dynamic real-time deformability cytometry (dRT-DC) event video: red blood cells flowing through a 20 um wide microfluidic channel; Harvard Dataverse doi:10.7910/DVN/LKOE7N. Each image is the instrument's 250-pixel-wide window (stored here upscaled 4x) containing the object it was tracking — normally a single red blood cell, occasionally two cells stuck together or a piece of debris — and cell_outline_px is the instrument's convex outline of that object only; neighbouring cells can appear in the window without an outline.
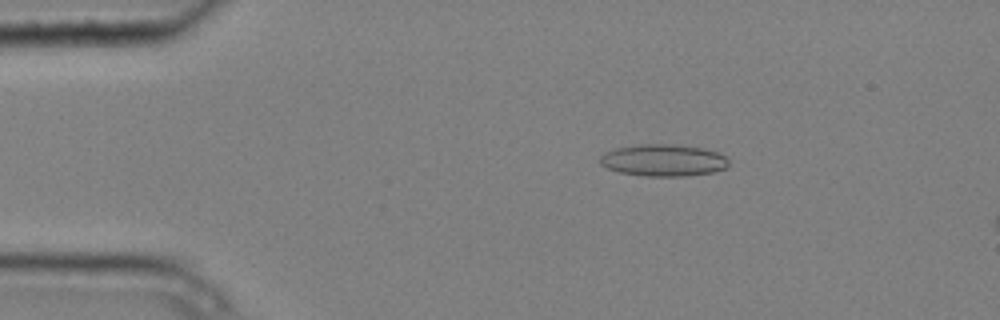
{"species": "common noctule bat (a hibernating species)", "species_latin": "Nyctalus noctula", "temperature_condition": "cold", "stored_images_in_passage": 5, "camera_frame_rate_fps": 3000, "um_per_image_px": 0.085, "animal": {"sex": "male", "body_mass_g": 20.4}, "frame": {"image": 1, "passage_image": 3, "time_ms": 0.667, "image_size_px": [1000, 320], "cell_outline_px": [[728, 164], [724, 168], [712, 172], [684, 176], [644, 176], [620, 172], [608, 168], [600, 164], [600, 156], [604, 152], [616, 148], [640, 144], [672, 144], [704, 148], [720, 152], [728, 160]], "centroid_in_image_um": [56.38, 13.61], "position_along_channel_um": 28.6, "area_um2": 23.93}}